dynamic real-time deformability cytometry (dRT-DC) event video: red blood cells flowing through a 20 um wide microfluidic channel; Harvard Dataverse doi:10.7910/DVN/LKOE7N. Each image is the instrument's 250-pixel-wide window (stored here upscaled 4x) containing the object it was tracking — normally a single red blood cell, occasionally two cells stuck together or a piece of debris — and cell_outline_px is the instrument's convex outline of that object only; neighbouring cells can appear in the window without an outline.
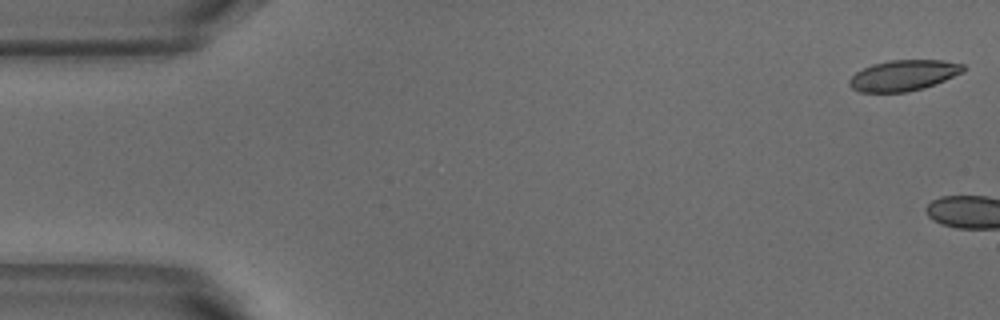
{"species": "common noctule bat (a hibernating species)", "species_latin": "Nyctalus noctula", "temperature_condition": "warm", "stored_images_in_passage": 3, "camera_frame_rate_fps": 3000, "um_per_image_px": 0.085, "animal": {"sex": "male", "body_mass_g": 18.8}, "frame": {"image": 1, "passage_image": 1, "time_ms": 0.0, "image_size_px": [1000, 320], "cell_outline_px": [[964, 72], [924, 88], [908, 92], [860, 92], [852, 88], [848, 84], [848, 80], [856, 72], [872, 64], [888, 60], [944, 60], [964, 64]], "centroid_in_image_um": [76.79, 6.4], "position_along_channel_um": 8.2, "area_um2": 20.46}}